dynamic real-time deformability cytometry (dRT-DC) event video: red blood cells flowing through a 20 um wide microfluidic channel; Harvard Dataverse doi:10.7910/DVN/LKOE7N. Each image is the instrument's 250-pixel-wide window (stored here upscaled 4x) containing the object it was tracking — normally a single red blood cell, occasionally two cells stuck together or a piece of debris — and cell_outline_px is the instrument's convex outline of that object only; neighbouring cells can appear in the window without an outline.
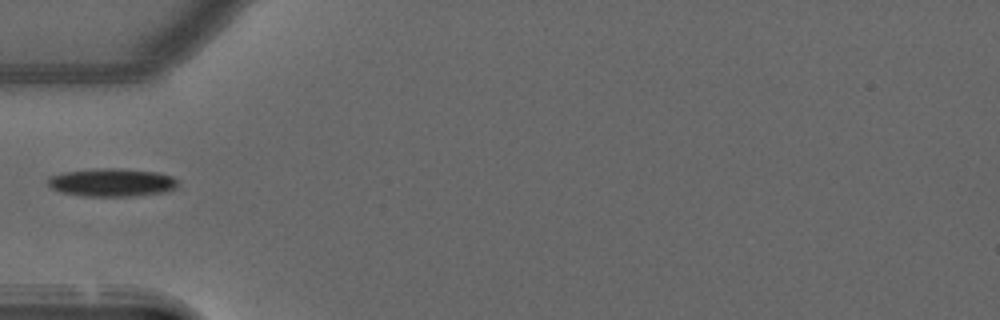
{"species": "common noctule bat (a hibernating species)", "species_latin": "Nyctalus noctula", "temperature_condition": "warm", "stored_images_in_passage": 35, "camera_frame_rate_fps": 3000, "um_per_image_px": 0.085, "animal": {"sex": "male", "forearm_length_mm": 52.5}, "frame": {"image": 1, "passage_image": 1, "time_ms": 0.0, "image_size_px": [1000, 320], "cell_outline_px": [[176, 188], [164, 192], [132, 196], [84, 196], [60, 192], [48, 188], [48, 176], [64, 172], [96, 168], [116, 168], [156, 172], [172, 176], [176, 180]], "centroid_in_image_um": [9.44, 15.51], "position_along_channel_um": 75.6, "area_um2": 21.33}}
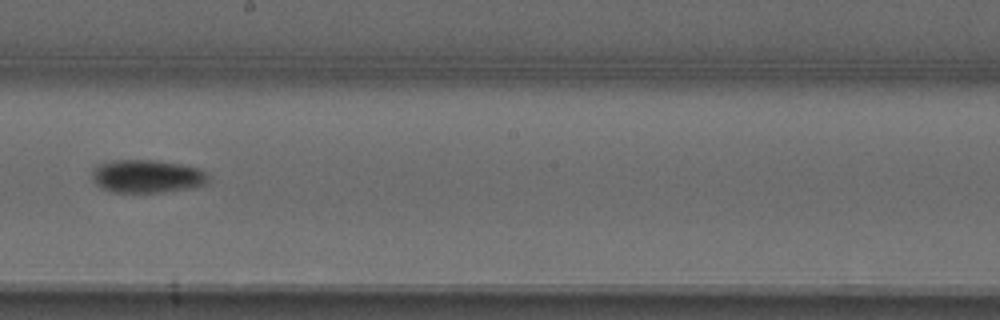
{"frame": {"image": 2, "passage_image": 13, "time_ms": 4.0, "image_size_px": [1000, 320], "cell_outline_px": [[212, 176], [208, 184], [192, 188], [160, 192], [112, 192], [96, 184], [92, 180], [92, 168], [100, 164], [112, 160], [156, 160], [180, 164], [200, 168], [208, 172]], "centroid_in_image_um": [12.57, 14.98], "position_along_channel_um": 235.6, "area_um2": 22.77}}
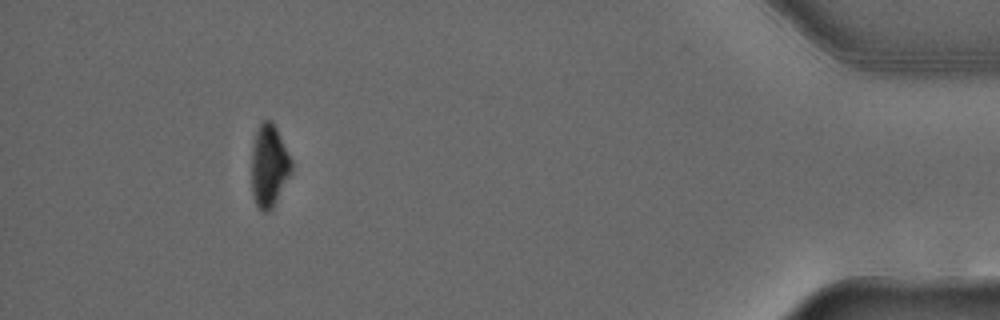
{"frame": {"image": 3, "passage_image": 31, "time_ms": 10.0, "image_size_px": [1000, 320], "cell_outline_px": [[292, 168], [272, 208], [268, 212], [264, 212], [256, 204], [252, 196], [252, 148], [256, 132], [260, 124], [264, 120], [272, 120], [292, 160]], "centroid_in_image_um": [22.85, 14.08], "position_along_channel_um": 412.3, "area_um2": 18.73}}